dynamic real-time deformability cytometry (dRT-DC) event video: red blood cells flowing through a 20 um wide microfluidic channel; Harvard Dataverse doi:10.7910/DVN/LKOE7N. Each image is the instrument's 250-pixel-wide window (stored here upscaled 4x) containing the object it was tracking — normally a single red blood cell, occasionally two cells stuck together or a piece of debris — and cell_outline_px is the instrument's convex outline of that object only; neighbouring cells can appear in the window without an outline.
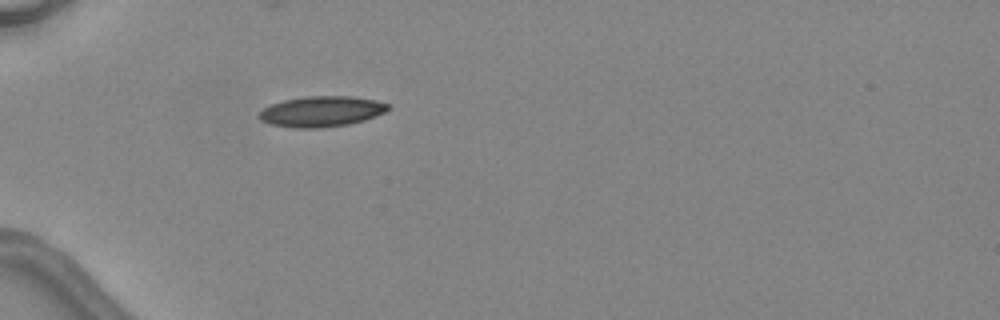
{"species": "common noctule bat (a hibernating species)", "species_latin": "Nyctalus noctula", "temperature_condition": "warm", "stored_images_in_passage": 3, "camera_frame_rate_fps": 3000, "um_per_image_px": 0.085, "animal": {"sex": "female", "body_mass_g": 24.6, "forearm_length_mm": 56.2}, "frame": {"image": 1, "passage_image": 3, "time_ms": 3.333, "image_size_px": [1000, 320], "cell_outline_px": [[392, 108], [376, 116], [364, 120], [348, 124], [320, 128], [292, 128], [268, 124], [260, 120], [256, 116], [264, 108], [272, 104], [284, 100], [304, 96], [352, 96], [376, 100], [388, 104]], "centroid_in_image_um": [27.31, 9.48], "position_along_channel_um": 57.7, "area_um2": 23.18}}